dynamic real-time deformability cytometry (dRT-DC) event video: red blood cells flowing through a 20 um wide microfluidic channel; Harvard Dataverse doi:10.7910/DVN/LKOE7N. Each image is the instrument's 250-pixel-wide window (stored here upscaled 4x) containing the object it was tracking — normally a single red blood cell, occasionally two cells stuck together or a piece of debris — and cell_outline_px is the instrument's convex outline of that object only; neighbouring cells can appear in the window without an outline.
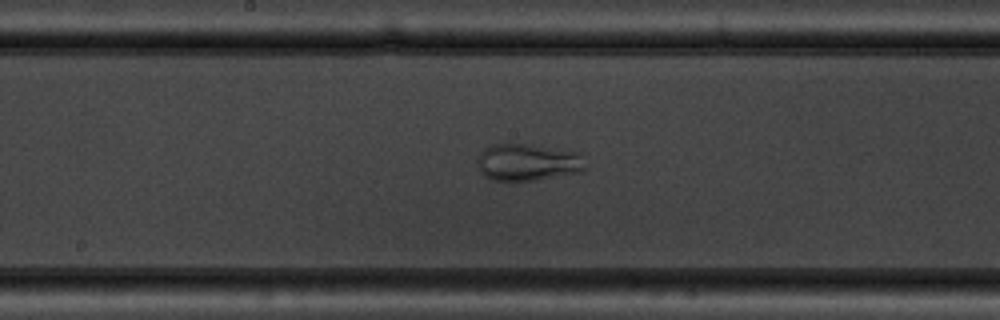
{"species": "common noctule bat (a hibernating species)", "species_latin": "Nyctalus noctula", "temperature_condition": "warm", "stored_images_in_passage": 48, "camera_frame_rate_fps": 3000, "um_per_image_px": 0.085, "animal": {"sex": "male", "body_mass_g": 19.5, "forearm_length_mm": 54.6}, "frame": {"image": 1, "passage_image": 23, "time_ms": 7.333, "image_size_px": [1000, 320], "cell_outline_px": [[584, 172], [536, 180], [492, 180], [484, 176], [480, 172], [480, 156], [484, 148], [492, 144], [528, 144], [576, 152], [584, 168]], "centroid_in_image_um": [44.83, 13.8], "position_along_channel_um": 203.4, "area_um2": 22.72}}
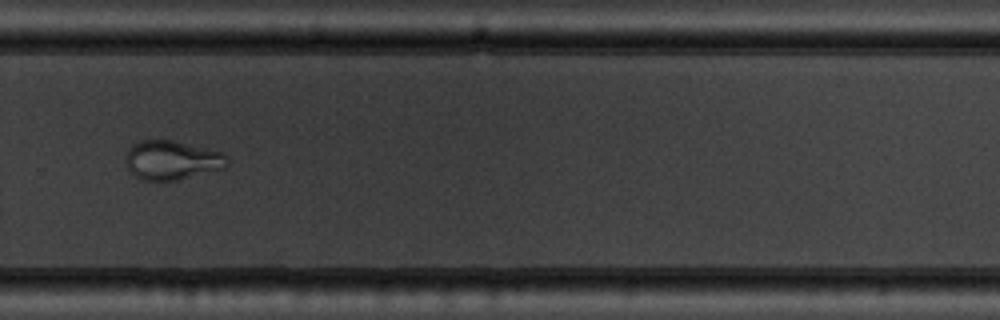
{"frame": {"image": 2, "passage_image": 32, "time_ms": 10.333, "image_size_px": [1000, 320], "cell_outline_px": [[228, 164], [224, 168], [176, 180], [144, 180], [136, 176], [128, 168], [124, 160], [128, 148], [132, 144], [140, 140], [172, 140], [224, 152], [228, 156]], "centroid_in_image_um": [14.61, 13.59], "position_along_channel_um": 315.2, "area_um2": 23.18}}
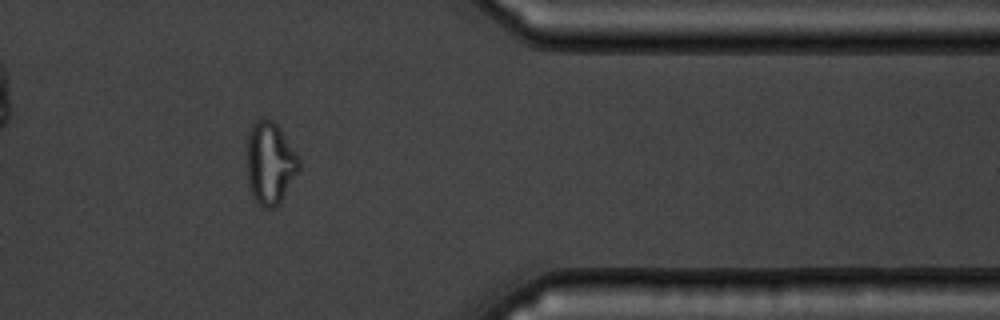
{"frame": {"image": 3, "passage_image": 39, "time_ms": 12.667, "image_size_px": [1000, 320], "cell_outline_px": [[300, 168], [280, 200], [272, 208], [264, 208], [256, 200], [248, 184], [248, 132], [252, 124], [256, 120], [264, 116], [272, 120], [280, 128], [300, 156]], "centroid_in_image_um": [22.97, 13.78], "position_along_channel_um": 388.4, "area_um2": 24.74}, "authors_computed_cell_mechanics": {"area_um2": 25.5187, "velocity_mm_per_s": 3.754, "shape_relaxation_time_tau1_ms": 9.3809, "shape_relaxation_time_tau2_ms": 1.444, "deformation_change_tau1": 0.1984, "deformation_change_tau2": 0.0691}}